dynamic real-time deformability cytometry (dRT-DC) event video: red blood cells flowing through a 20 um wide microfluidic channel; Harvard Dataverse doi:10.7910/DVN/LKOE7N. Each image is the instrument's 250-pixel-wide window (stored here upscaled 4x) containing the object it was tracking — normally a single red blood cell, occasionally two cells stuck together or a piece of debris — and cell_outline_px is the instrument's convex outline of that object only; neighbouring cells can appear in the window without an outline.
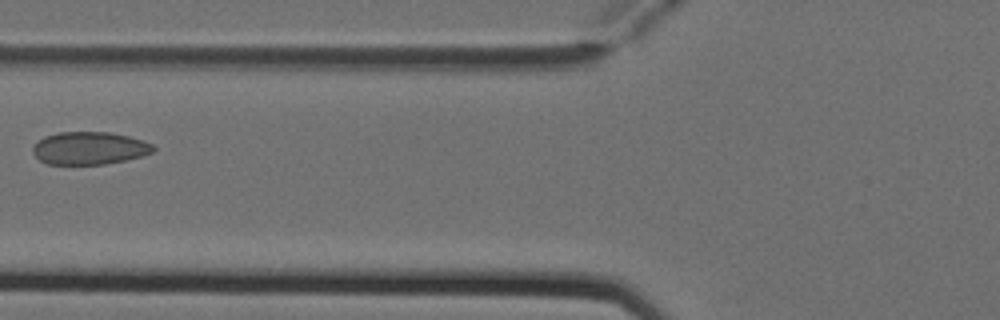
{"species": "Egyptian fruit bat (a non-hibernating species)", "species_latin": "Rousettus aegyptiacus", "temperature_condition": "cold", "stored_images_in_passage": 7, "camera_frame_rate_fps": 3000, "um_per_image_px": 0.085, "animal": {"sex": "female"}, "frame": {"image": 1, "passage_image": 6, "time_ms": 1.667, "image_size_px": [1000, 320], "cell_outline_px": [[156, 148], [152, 152], [140, 156], [124, 160], [104, 164], [48, 164], [40, 160], [32, 152], [32, 148], [44, 136], [56, 132], [108, 132], [128, 136], [144, 140], [152, 144]], "centroid_in_image_um": [7.59, 12.58], "position_along_channel_um": 118.2, "area_um2": 22.83}}
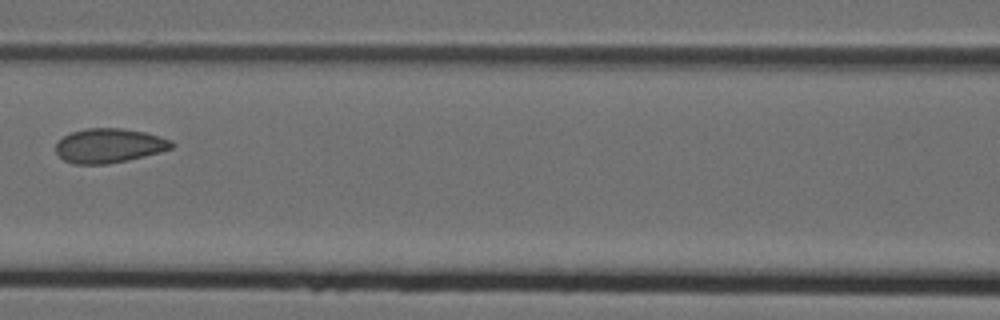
{"frame": {"image": 2, "passage_image": 7, "time_ms": 2.0, "image_size_px": [1000, 320], "cell_outline_px": [[176, 144], [172, 148], [160, 152], [128, 160], [108, 164], [72, 164], [64, 160], [56, 152], [56, 144], [64, 136], [72, 132], [88, 128], [120, 128], [144, 132], [172, 140]], "centroid_in_image_um": [9.29, 12.39], "position_along_channel_um": 157.3, "area_um2": 23.12}}